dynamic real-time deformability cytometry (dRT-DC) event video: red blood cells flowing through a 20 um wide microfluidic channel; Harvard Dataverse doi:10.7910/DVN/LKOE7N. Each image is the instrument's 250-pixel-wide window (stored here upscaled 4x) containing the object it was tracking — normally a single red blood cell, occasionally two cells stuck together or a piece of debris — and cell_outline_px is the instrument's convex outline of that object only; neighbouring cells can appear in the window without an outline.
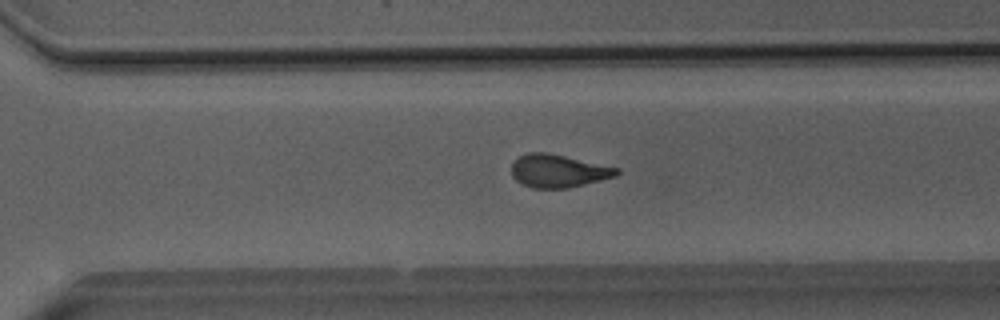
{"species": "Egyptian fruit bat (a non-hibernating species)", "species_latin": "Rousettus aegyptiacus", "temperature_condition": "room temperature", "stored_images_in_passage": 43, "camera_frame_rate_fps": 3000, "um_per_image_px": 0.085, "animal": {"sex": "male"}, "frame": {"image": 1, "passage_image": 28, "time_ms": 9.0, "image_size_px": [1000, 320], "cell_outline_px": [[620, 172], [616, 176], [568, 188], [532, 188], [520, 184], [512, 176], [512, 164], [520, 156], [528, 152], [548, 152], [620, 168]], "centroid_in_image_um": [47.45, 14.53], "position_along_channel_um": 323.2, "area_um2": 20.23}}
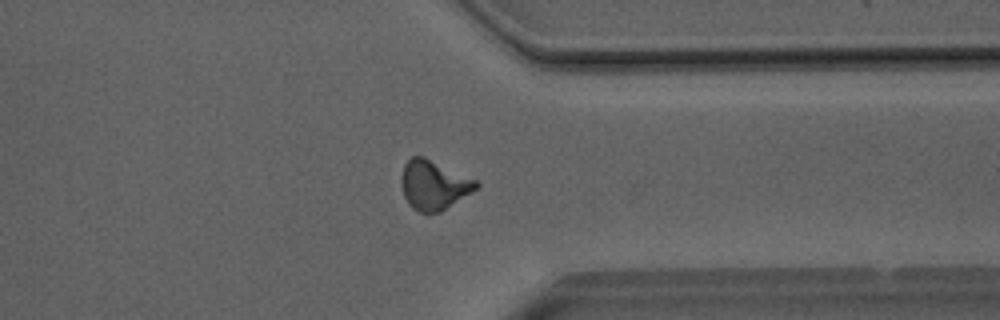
{"frame": {"image": 2, "passage_image": 32, "time_ms": 10.333, "image_size_px": [1000, 320], "cell_outline_px": [[480, 188], [440, 212], [420, 212], [412, 208], [408, 204], [404, 196], [400, 180], [400, 176], [404, 164], [412, 156], [424, 156], [476, 180], [480, 184]], "centroid_in_image_um": [36.87, 15.72], "position_along_channel_um": 374.5, "area_um2": 21.68}}
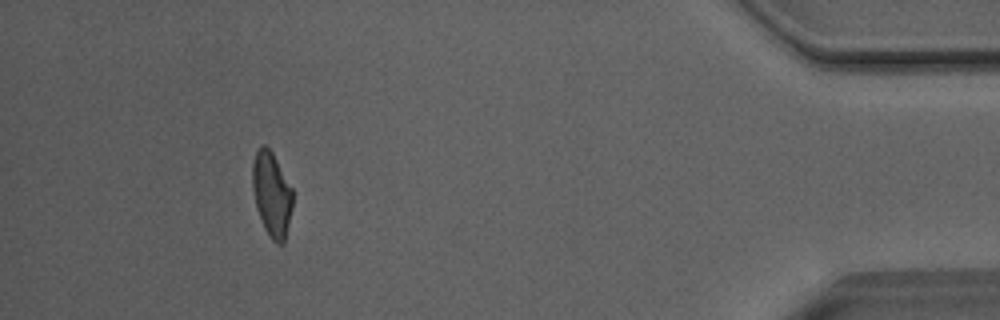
{"frame": {"image": 3, "passage_image": 39, "time_ms": 12.667, "image_size_px": [1000, 320], "cell_outline_px": [[292, 208], [284, 244], [276, 244], [272, 240], [264, 228], [256, 208], [252, 188], [252, 160], [256, 152], [264, 144], [272, 152], [292, 188]], "centroid_in_image_um": [23.08, 16.53], "position_along_channel_um": 412.1, "area_um2": 19.83}, "authors_computed_cell_mechanics": {"area_um2": 20.6346, "velocity_mm_per_s": 4.0563, "shape_relaxation_time_tau1_ms": null, "shape_relaxation_time_tau2_ms": 2.2634, "deformation_change_tau1": null, "deformation_change_tau2": 0.1082}}